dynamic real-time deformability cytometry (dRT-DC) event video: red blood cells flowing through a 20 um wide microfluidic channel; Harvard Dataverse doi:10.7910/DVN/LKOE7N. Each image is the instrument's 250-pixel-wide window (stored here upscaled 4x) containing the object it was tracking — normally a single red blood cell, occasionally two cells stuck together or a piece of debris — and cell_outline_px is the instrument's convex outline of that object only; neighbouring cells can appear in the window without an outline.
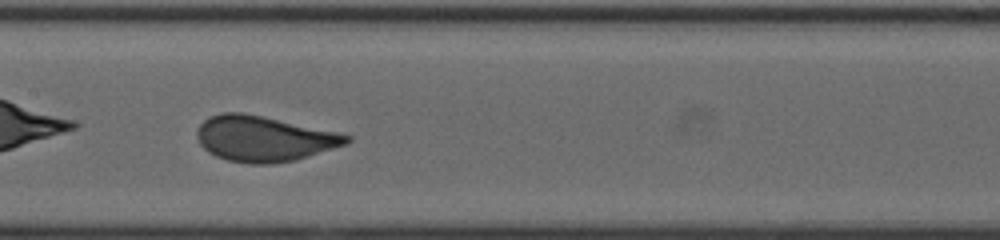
{"species": "human", "species_latin": "Homo sapiens", "temperature_condition": "cold", "stored_images_in_passage": 38, "camera_frame_rate_fps": 3000, "um_per_image_px": 0.085, "donor": {"sex": "female"}, "frame": {"image": 1, "passage_image": 17, "time_ms": 5.333, "image_size_px": [1000, 240], "cell_outline_px": [[352, 140], [348, 144], [308, 156], [292, 160], [272, 164], [252, 164], [228, 160], [216, 156], [208, 152], [200, 144], [196, 136], [196, 132], [200, 124], [208, 116], [220, 112], [240, 112], [260, 116], [336, 132], [352, 136]], "centroid_in_image_um": [22.4, 11.79], "position_along_channel_um": 185.0, "area_um2": 39.36}, "authors_computed_cell_mechanics": {"area_um2": 39.6508, "velocity_mm_per_s": 4.0706, "shape_relaxation_time_tau1_ms": 2.2038, "shape_relaxation_time_tau2_ms": null, "deformation_change_tau1": 0.1171, "deformation_change_tau2": null}}